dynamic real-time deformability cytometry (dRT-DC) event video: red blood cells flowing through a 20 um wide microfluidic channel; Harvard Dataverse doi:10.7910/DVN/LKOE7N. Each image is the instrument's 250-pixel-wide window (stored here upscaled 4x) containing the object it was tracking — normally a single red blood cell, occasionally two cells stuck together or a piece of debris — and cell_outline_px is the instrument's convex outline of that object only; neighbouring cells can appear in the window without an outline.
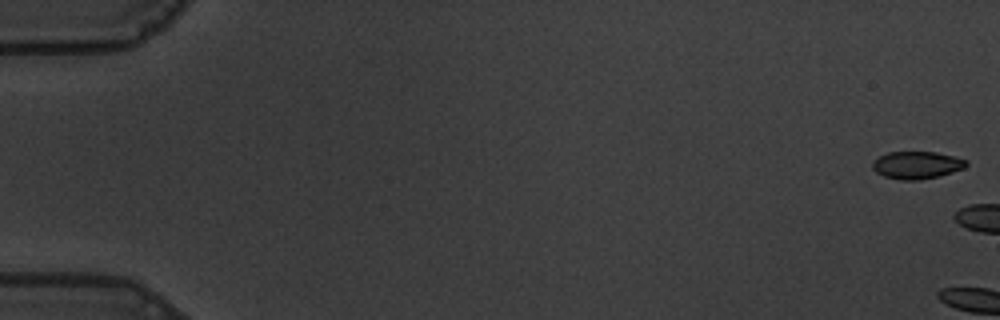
{"species": "common noctule bat (a hibernating species)", "species_latin": "Nyctalus noctula", "temperature_condition": "warm", "stored_images_in_passage": 5, "camera_frame_rate_fps": 3000, "um_per_image_px": 0.085, "animal": {"sex": "male", "body_mass_g": 19.5, "forearm_length_mm": 54.6}, "frame": {"image": 1, "passage_image": 1, "time_ms": 0.0, "image_size_px": [1000, 320], "cell_outline_px": [[968, 164], [964, 168], [952, 172], [920, 180], [900, 180], [884, 176], [876, 172], [872, 168], [872, 160], [888, 152], [936, 152], [956, 156], [968, 160]], "centroid_in_image_um": [77.93, 14.02], "position_along_channel_um": 7.1, "area_um2": 15.09}}